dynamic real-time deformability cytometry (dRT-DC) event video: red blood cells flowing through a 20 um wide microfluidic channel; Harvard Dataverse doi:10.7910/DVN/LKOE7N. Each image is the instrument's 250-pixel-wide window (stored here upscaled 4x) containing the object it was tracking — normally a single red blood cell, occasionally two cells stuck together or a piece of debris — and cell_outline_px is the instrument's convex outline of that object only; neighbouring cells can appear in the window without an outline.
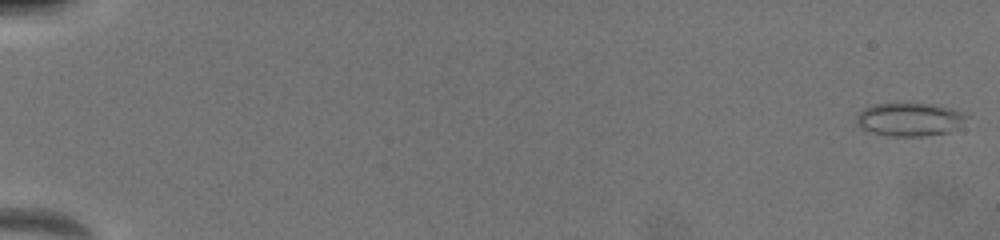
{"species": "common noctule bat (a hibernating species)", "species_latin": "Nyctalus noctula", "temperature_condition": "warm", "stored_images_in_passage": 28, "camera_frame_rate_fps": 3000, "um_per_image_px": 0.085, "animal": {"sex": "female", "body_mass_g": 19.5, "forearm_length_mm": 54.1}, "frame": {"image": 1, "passage_image": 1, "time_ms": 0.0, "image_size_px": [1000, 240], "cell_outline_px": [[968, 116], [956, 128], [948, 132], [924, 136], [892, 136], [872, 132], [864, 128], [856, 120], [856, 116], [864, 108], [876, 104], [896, 100], [936, 104], [952, 108], [964, 112]], "centroid_in_image_um": [77.33, 10.09], "position_along_channel_um": 7.7, "area_um2": 21.85}}
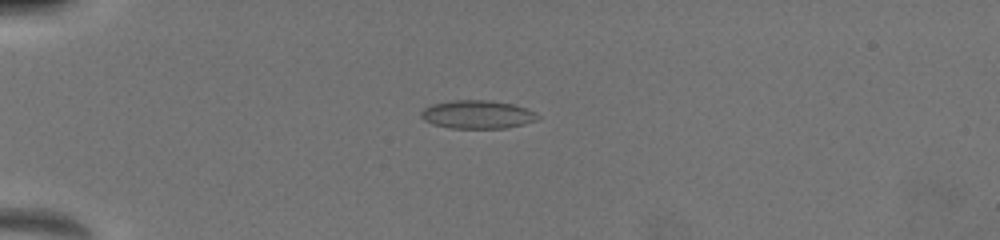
{"frame": {"image": 2, "passage_image": 21, "time_ms": 5.0, "image_size_px": [1000, 240], "cell_outline_px": [[540, 116], [536, 120], [524, 124], [504, 128], [448, 128], [432, 124], [424, 120], [420, 116], [420, 112], [424, 108], [432, 104], [452, 100], [488, 100], [516, 104], [528, 108], [536, 112]], "centroid_in_image_um": [40.59, 9.72], "position_along_channel_um": 44.4, "area_um2": 19.48}}
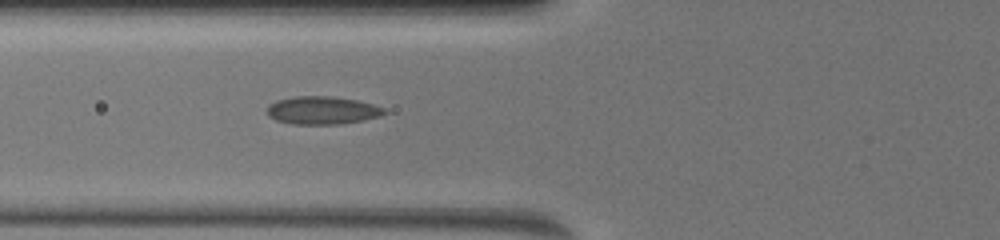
{"frame": {"image": 3, "passage_image": 27, "time_ms": 7.333, "image_size_px": [1000, 240], "cell_outline_px": [[388, 112], [380, 116], [364, 120], [340, 124], [292, 124], [276, 120], [268, 116], [268, 104], [276, 100], [296, 96], [328, 96], [356, 100], [388, 108]], "centroid_in_image_um": [27.42, 9.38], "position_along_channel_um": 98.4, "area_um2": 19.19}}